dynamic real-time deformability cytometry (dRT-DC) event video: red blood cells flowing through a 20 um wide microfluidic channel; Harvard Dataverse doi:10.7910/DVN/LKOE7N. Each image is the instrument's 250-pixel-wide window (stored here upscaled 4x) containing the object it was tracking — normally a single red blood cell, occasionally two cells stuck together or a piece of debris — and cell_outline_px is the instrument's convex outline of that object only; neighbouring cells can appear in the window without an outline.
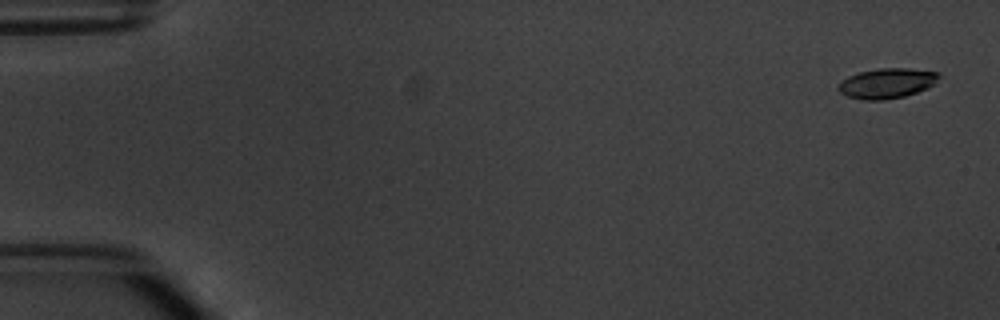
{"species": "common noctule bat (a hibernating species)", "species_latin": "Nyctalus noctula", "temperature_condition": "warm", "stored_images_in_passage": 5, "camera_frame_rate_fps": 3000, "um_per_image_px": 0.085, "animal": {"sex": "male", "body_mass_g": 20.1, "forearm_length_mm": 53.5}, "frame": {"image": 1, "passage_image": 1, "time_ms": 0.0, "image_size_px": [1000, 320], "cell_outline_px": [[940, 76], [936, 84], [928, 88], [904, 96], [884, 100], [860, 100], [848, 96], [840, 92], [836, 88], [840, 80], [848, 76], [860, 72], [880, 68], [908, 68], [940, 72]], "centroid_in_image_um": [75.39, 7.08], "position_along_channel_um": 9.6, "area_um2": 17.86}}
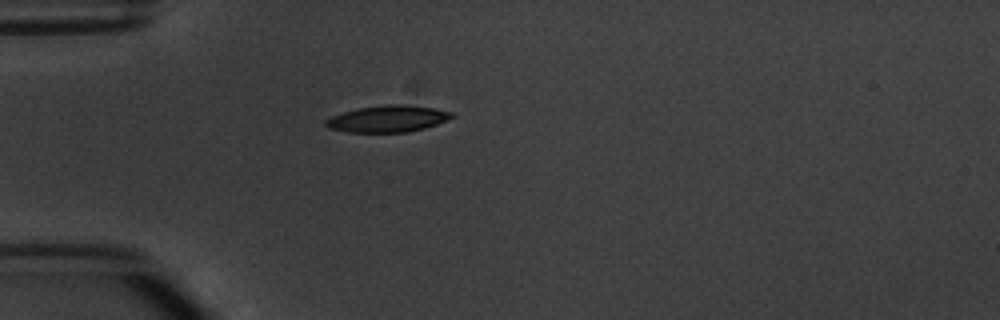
{"frame": {"image": 2, "passage_image": 5, "time_ms": 4.667, "image_size_px": [1000, 320], "cell_outline_px": [[456, 116], [436, 124], [424, 128], [408, 132], [348, 132], [328, 128], [324, 124], [324, 120], [332, 116], [344, 112], [360, 108], [388, 104], [400, 104], [436, 108], [452, 112]], "centroid_in_image_um": [32.96, 10.1], "position_along_channel_um": 52.0, "area_um2": 19.48}}